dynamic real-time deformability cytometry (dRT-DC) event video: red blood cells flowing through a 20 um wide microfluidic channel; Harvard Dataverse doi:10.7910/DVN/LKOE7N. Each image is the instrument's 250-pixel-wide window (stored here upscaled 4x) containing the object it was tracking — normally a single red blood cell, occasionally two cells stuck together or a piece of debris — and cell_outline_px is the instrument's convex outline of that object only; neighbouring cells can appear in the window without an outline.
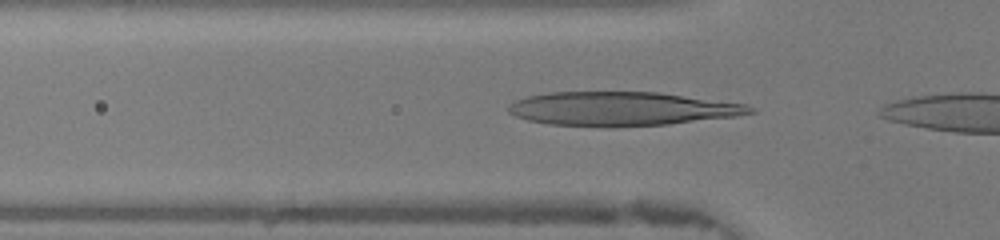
{"species": "human", "species_latin": "Homo sapiens", "temperature_condition": "warm", "stored_images_in_passage": 7, "camera_frame_rate_fps": 3000, "um_per_image_px": 0.085, "donor": {"sex": "female"}, "frame": {"image": 1, "passage_image": 2, "time_ms": 0.333, "image_size_px": [1000, 240], "cell_outline_px": [[756, 112], [736, 116], [668, 124], [548, 124], [528, 120], [516, 116], [508, 112], [508, 104], [516, 100], [528, 96], [552, 92], [660, 92], [744, 104], [756, 108]], "centroid_in_image_um": [52.88, 9.2], "position_along_channel_um": 72.9, "area_um2": 46.24}}
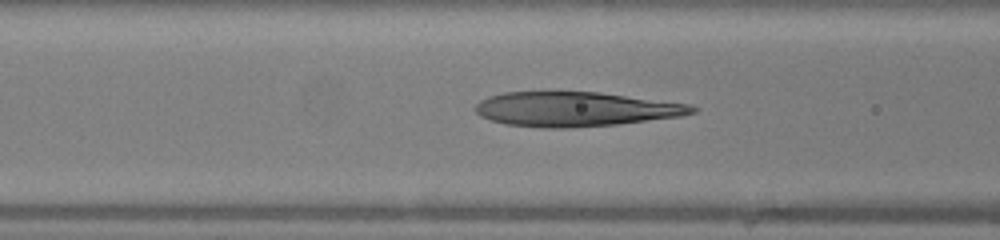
{"frame": {"image": 2, "passage_image": 5, "time_ms": 1.333, "image_size_px": [1000, 240], "cell_outline_px": [[696, 112], [680, 116], [616, 124], [568, 128], [544, 128], [504, 124], [480, 116], [476, 112], [476, 104], [480, 100], [488, 96], [504, 92], [556, 88], [600, 92], [688, 104], [696, 108]], "centroid_in_image_um": [48.81, 9.23], "position_along_channel_um": 117.8, "area_um2": 44.74}}